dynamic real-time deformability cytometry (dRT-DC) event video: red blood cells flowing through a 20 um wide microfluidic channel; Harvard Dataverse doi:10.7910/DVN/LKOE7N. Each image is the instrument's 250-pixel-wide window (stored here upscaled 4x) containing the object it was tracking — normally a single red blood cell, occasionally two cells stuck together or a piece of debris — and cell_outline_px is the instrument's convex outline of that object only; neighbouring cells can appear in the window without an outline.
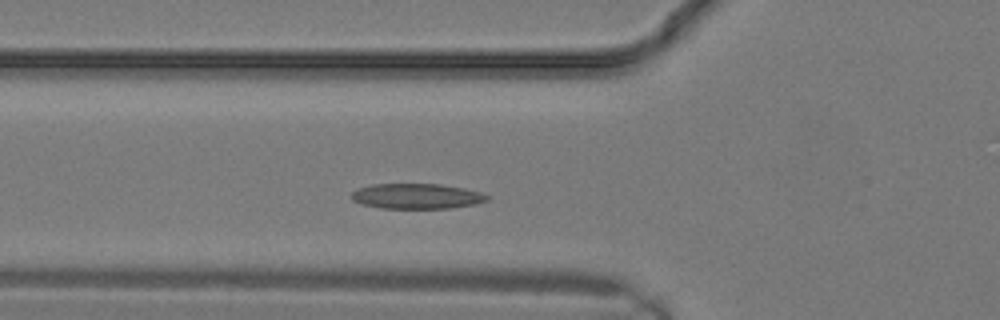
{"species": "common noctule bat (a hibernating species)", "species_latin": "Nyctalus noctula", "temperature_condition": "warm", "stored_images_in_passage": 9, "camera_frame_rate_fps": 3000, "um_per_image_px": 0.085, "animal": {"sex": "male", "body_mass_g": 19.2, "forearm_length_mm": 51.8}, "frame": {"image": 1, "passage_image": 4, "time_ms": 1.0, "image_size_px": [1000, 320], "cell_outline_px": [[488, 200], [476, 204], [452, 208], [380, 208], [364, 204], [352, 200], [352, 192], [360, 188], [372, 184], [440, 184], [464, 188], [480, 192], [488, 196]], "centroid_in_image_um": [35.45, 16.67], "position_along_channel_um": 90.4, "area_um2": 19.83}}
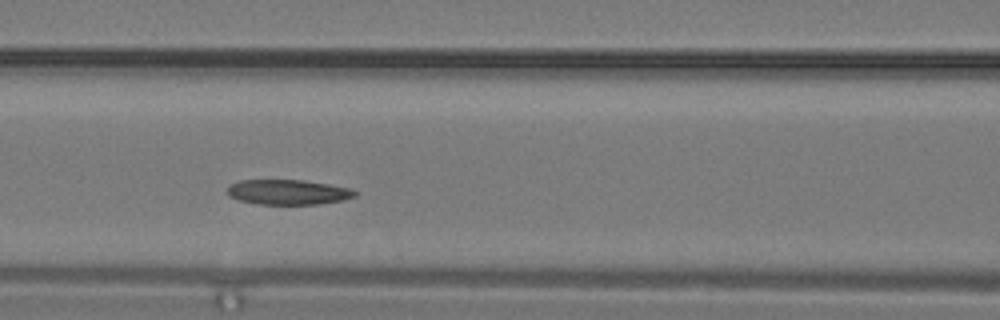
{"frame": {"image": 2, "passage_image": 6, "time_ms": 1.667, "image_size_px": [1000, 320], "cell_outline_px": [[356, 196], [344, 200], [316, 204], [260, 204], [240, 200], [228, 196], [228, 184], [240, 180], [304, 180], [328, 184], [348, 188], [356, 192]], "centroid_in_image_um": [24.46, 16.32], "position_along_channel_um": 142.1, "area_um2": 18.5}}
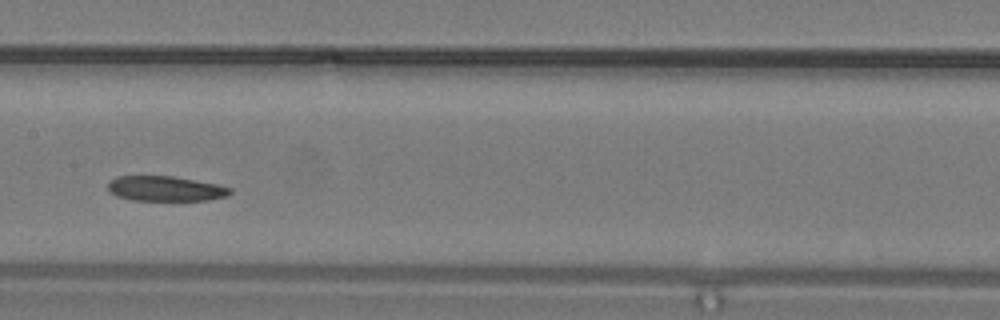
{"frame": {"image": 3, "passage_image": 8, "time_ms": 2.333, "image_size_px": [1000, 320], "cell_outline_px": [[232, 192], [228, 196], [208, 200], [132, 200], [116, 196], [108, 188], [108, 180], [116, 176], [172, 176], [216, 184], [232, 188]], "centroid_in_image_um": [14.05, 16.03], "position_along_channel_um": 193.3, "area_um2": 17.8}}